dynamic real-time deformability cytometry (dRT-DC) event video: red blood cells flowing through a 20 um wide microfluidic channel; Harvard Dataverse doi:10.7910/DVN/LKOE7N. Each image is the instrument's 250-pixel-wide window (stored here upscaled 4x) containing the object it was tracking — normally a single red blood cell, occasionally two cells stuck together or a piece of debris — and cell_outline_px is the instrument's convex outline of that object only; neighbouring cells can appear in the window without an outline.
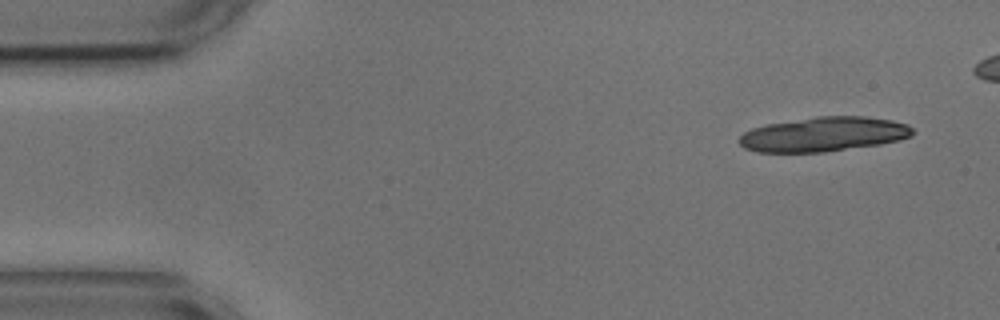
{"species": "common noctule bat (a hibernating species)", "species_latin": "Nyctalus noctula", "temperature_condition": "cold", "stored_images_in_passage": 16, "camera_frame_rate_fps": 3000, "um_per_image_px": 0.085, "animal": {"sex": "male", "body_mass_g": 17.9, "forearm_length_mm": 54.2}, "frame": {"image": 1, "passage_image": 1, "time_ms": 0.0, "image_size_px": [1000, 320], "cell_outline_px": [[916, 132], [912, 136], [900, 140], [880, 144], [824, 152], [756, 152], [744, 148], [740, 144], [740, 136], [744, 132], [752, 128], [768, 124], [816, 116], [864, 116], [892, 120], [908, 124]], "centroid_in_image_um": [70.05, 11.41], "position_along_channel_um": 15.0, "area_um2": 34.97}}